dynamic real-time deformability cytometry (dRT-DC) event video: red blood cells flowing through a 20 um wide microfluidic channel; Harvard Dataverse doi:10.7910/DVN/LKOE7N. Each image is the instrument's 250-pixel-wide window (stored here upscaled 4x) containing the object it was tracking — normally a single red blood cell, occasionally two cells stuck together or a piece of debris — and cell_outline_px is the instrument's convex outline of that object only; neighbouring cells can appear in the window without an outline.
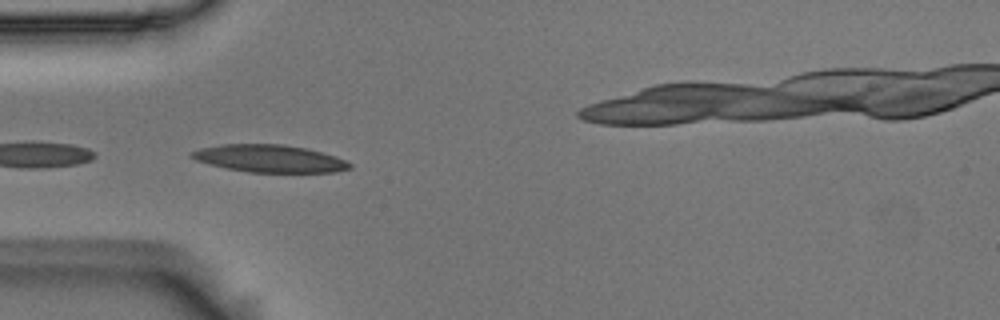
{"species": "Egyptian fruit bat (a non-hibernating species)", "species_latin": "Rousettus aegyptiacus", "temperature_condition": "room temperature", "stored_images_in_passage": 53, "camera_frame_rate_fps": 3000, "um_per_image_px": 0.085, "animal": {"sex": "male"}, "frame": {"image": 1, "passage_image": 16, "time_ms": 5.0, "image_size_px": [1000, 320], "cell_outline_px": [[352, 168], [336, 172], [248, 172], [228, 168], [196, 160], [188, 156], [188, 152], [200, 148], [220, 144], [280, 144], [308, 148], [336, 156], [352, 164]], "centroid_in_image_um": [22.91, 13.47], "position_along_channel_um": 62.1, "area_um2": 25.32}, "authors_computed_cell_mechanics": {"area_um2": 17.3978, "velocity_mm_per_s": 3.6485, "shape_relaxation_time_tau1_ms": 1.9257, "shape_relaxation_time_tau2_ms": 5.4307, "deformation_change_tau1": 0.1149, "deformation_change_tau2": 0.1123}}